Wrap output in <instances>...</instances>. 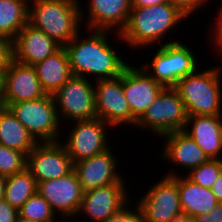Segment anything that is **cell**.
Listing matches in <instances>:
<instances>
[{
    "instance_id": "9",
    "label": "cell",
    "mask_w": 222,
    "mask_h": 222,
    "mask_svg": "<svg viewBox=\"0 0 222 222\" xmlns=\"http://www.w3.org/2000/svg\"><path fill=\"white\" fill-rule=\"evenodd\" d=\"M94 82L80 76H72L53 94L61 124L69 121L97 118ZM63 121V123L61 122Z\"/></svg>"
},
{
    "instance_id": "8",
    "label": "cell",
    "mask_w": 222,
    "mask_h": 222,
    "mask_svg": "<svg viewBox=\"0 0 222 222\" xmlns=\"http://www.w3.org/2000/svg\"><path fill=\"white\" fill-rule=\"evenodd\" d=\"M186 120L187 113L178 92L173 87H164L135 126H140V130L146 128L161 137L169 132L184 130Z\"/></svg>"
},
{
    "instance_id": "13",
    "label": "cell",
    "mask_w": 222,
    "mask_h": 222,
    "mask_svg": "<svg viewBox=\"0 0 222 222\" xmlns=\"http://www.w3.org/2000/svg\"><path fill=\"white\" fill-rule=\"evenodd\" d=\"M37 192L50 204L58 218H75L77 216L83 188L73 170L64 177L37 183Z\"/></svg>"
},
{
    "instance_id": "32",
    "label": "cell",
    "mask_w": 222,
    "mask_h": 222,
    "mask_svg": "<svg viewBox=\"0 0 222 222\" xmlns=\"http://www.w3.org/2000/svg\"><path fill=\"white\" fill-rule=\"evenodd\" d=\"M13 60V40L0 37V73H4Z\"/></svg>"
},
{
    "instance_id": "31",
    "label": "cell",
    "mask_w": 222,
    "mask_h": 222,
    "mask_svg": "<svg viewBox=\"0 0 222 222\" xmlns=\"http://www.w3.org/2000/svg\"><path fill=\"white\" fill-rule=\"evenodd\" d=\"M210 0H169L173 6L177 7L187 17L192 16L194 13L203 7L206 3L209 4Z\"/></svg>"
},
{
    "instance_id": "20",
    "label": "cell",
    "mask_w": 222,
    "mask_h": 222,
    "mask_svg": "<svg viewBox=\"0 0 222 222\" xmlns=\"http://www.w3.org/2000/svg\"><path fill=\"white\" fill-rule=\"evenodd\" d=\"M164 139L162 154L163 160L172 163V166H179L188 172L206 163L210 158L206 153L198 146V144L183 130L169 132L160 137V140Z\"/></svg>"
},
{
    "instance_id": "42",
    "label": "cell",
    "mask_w": 222,
    "mask_h": 222,
    "mask_svg": "<svg viewBox=\"0 0 222 222\" xmlns=\"http://www.w3.org/2000/svg\"><path fill=\"white\" fill-rule=\"evenodd\" d=\"M17 222H36V221H32L29 219H24V218L18 217Z\"/></svg>"
},
{
    "instance_id": "11",
    "label": "cell",
    "mask_w": 222,
    "mask_h": 222,
    "mask_svg": "<svg viewBox=\"0 0 222 222\" xmlns=\"http://www.w3.org/2000/svg\"><path fill=\"white\" fill-rule=\"evenodd\" d=\"M94 89L97 118L111 128L132 126V113L123 91V72L114 78L94 81Z\"/></svg>"
},
{
    "instance_id": "38",
    "label": "cell",
    "mask_w": 222,
    "mask_h": 222,
    "mask_svg": "<svg viewBox=\"0 0 222 222\" xmlns=\"http://www.w3.org/2000/svg\"><path fill=\"white\" fill-rule=\"evenodd\" d=\"M5 107L4 73H0V108Z\"/></svg>"
},
{
    "instance_id": "14",
    "label": "cell",
    "mask_w": 222,
    "mask_h": 222,
    "mask_svg": "<svg viewBox=\"0 0 222 222\" xmlns=\"http://www.w3.org/2000/svg\"><path fill=\"white\" fill-rule=\"evenodd\" d=\"M125 184L127 183H114L85 191L76 217L84 214V218L86 215L91 222H104L116 214L128 202L133 201Z\"/></svg>"
},
{
    "instance_id": "18",
    "label": "cell",
    "mask_w": 222,
    "mask_h": 222,
    "mask_svg": "<svg viewBox=\"0 0 222 222\" xmlns=\"http://www.w3.org/2000/svg\"><path fill=\"white\" fill-rule=\"evenodd\" d=\"M5 107L22 101H29L43 97L35 68L12 60L4 72Z\"/></svg>"
},
{
    "instance_id": "15",
    "label": "cell",
    "mask_w": 222,
    "mask_h": 222,
    "mask_svg": "<svg viewBox=\"0 0 222 222\" xmlns=\"http://www.w3.org/2000/svg\"><path fill=\"white\" fill-rule=\"evenodd\" d=\"M112 150L114 149L110 147L102 153L74 164V171L84 192L109 184L127 183L126 178L119 173V158Z\"/></svg>"
},
{
    "instance_id": "22",
    "label": "cell",
    "mask_w": 222,
    "mask_h": 222,
    "mask_svg": "<svg viewBox=\"0 0 222 222\" xmlns=\"http://www.w3.org/2000/svg\"><path fill=\"white\" fill-rule=\"evenodd\" d=\"M178 190L184 217L206 215L219 204L211 189L192 182L185 175L178 174Z\"/></svg>"
},
{
    "instance_id": "7",
    "label": "cell",
    "mask_w": 222,
    "mask_h": 222,
    "mask_svg": "<svg viewBox=\"0 0 222 222\" xmlns=\"http://www.w3.org/2000/svg\"><path fill=\"white\" fill-rule=\"evenodd\" d=\"M38 142L60 141V120L53 95L16 102L8 107Z\"/></svg>"
},
{
    "instance_id": "36",
    "label": "cell",
    "mask_w": 222,
    "mask_h": 222,
    "mask_svg": "<svg viewBox=\"0 0 222 222\" xmlns=\"http://www.w3.org/2000/svg\"><path fill=\"white\" fill-rule=\"evenodd\" d=\"M163 3H169V0H130L131 8H142Z\"/></svg>"
},
{
    "instance_id": "24",
    "label": "cell",
    "mask_w": 222,
    "mask_h": 222,
    "mask_svg": "<svg viewBox=\"0 0 222 222\" xmlns=\"http://www.w3.org/2000/svg\"><path fill=\"white\" fill-rule=\"evenodd\" d=\"M38 143L9 108H0V145L27 156Z\"/></svg>"
},
{
    "instance_id": "25",
    "label": "cell",
    "mask_w": 222,
    "mask_h": 222,
    "mask_svg": "<svg viewBox=\"0 0 222 222\" xmlns=\"http://www.w3.org/2000/svg\"><path fill=\"white\" fill-rule=\"evenodd\" d=\"M29 0H0V37L13 40L28 23Z\"/></svg>"
},
{
    "instance_id": "12",
    "label": "cell",
    "mask_w": 222,
    "mask_h": 222,
    "mask_svg": "<svg viewBox=\"0 0 222 222\" xmlns=\"http://www.w3.org/2000/svg\"><path fill=\"white\" fill-rule=\"evenodd\" d=\"M26 168L39 183L66 176L74 170V164L60 140L39 142L27 155Z\"/></svg>"
},
{
    "instance_id": "35",
    "label": "cell",
    "mask_w": 222,
    "mask_h": 222,
    "mask_svg": "<svg viewBox=\"0 0 222 222\" xmlns=\"http://www.w3.org/2000/svg\"><path fill=\"white\" fill-rule=\"evenodd\" d=\"M197 218L200 222H222V203H219L210 213Z\"/></svg>"
},
{
    "instance_id": "4",
    "label": "cell",
    "mask_w": 222,
    "mask_h": 222,
    "mask_svg": "<svg viewBox=\"0 0 222 222\" xmlns=\"http://www.w3.org/2000/svg\"><path fill=\"white\" fill-rule=\"evenodd\" d=\"M221 67L203 68V71L198 68L173 87L184 103L187 116L222 115Z\"/></svg>"
},
{
    "instance_id": "3",
    "label": "cell",
    "mask_w": 222,
    "mask_h": 222,
    "mask_svg": "<svg viewBox=\"0 0 222 222\" xmlns=\"http://www.w3.org/2000/svg\"><path fill=\"white\" fill-rule=\"evenodd\" d=\"M79 1L29 0L28 24L64 47L83 30Z\"/></svg>"
},
{
    "instance_id": "33",
    "label": "cell",
    "mask_w": 222,
    "mask_h": 222,
    "mask_svg": "<svg viewBox=\"0 0 222 222\" xmlns=\"http://www.w3.org/2000/svg\"><path fill=\"white\" fill-rule=\"evenodd\" d=\"M19 210L9 205L4 199L0 200V222H17Z\"/></svg>"
},
{
    "instance_id": "2",
    "label": "cell",
    "mask_w": 222,
    "mask_h": 222,
    "mask_svg": "<svg viewBox=\"0 0 222 222\" xmlns=\"http://www.w3.org/2000/svg\"><path fill=\"white\" fill-rule=\"evenodd\" d=\"M186 19L188 17L171 3L132 8L125 28L115 37L131 50L151 48L156 43L162 46L169 43L168 40L163 42L165 35L172 30L177 32L176 26Z\"/></svg>"
},
{
    "instance_id": "26",
    "label": "cell",
    "mask_w": 222,
    "mask_h": 222,
    "mask_svg": "<svg viewBox=\"0 0 222 222\" xmlns=\"http://www.w3.org/2000/svg\"><path fill=\"white\" fill-rule=\"evenodd\" d=\"M36 192L37 182L27 168L6 177L4 200L17 210Z\"/></svg>"
},
{
    "instance_id": "21",
    "label": "cell",
    "mask_w": 222,
    "mask_h": 222,
    "mask_svg": "<svg viewBox=\"0 0 222 222\" xmlns=\"http://www.w3.org/2000/svg\"><path fill=\"white\" fill-rule=\"evenodd\" d=\"M183 131L210 159L222 160V115L187 116Z\"/></svg>"
},
{
    "instance_id": "1",
    "label": "cell",
    "mask_w": 222,
    "mask_h": 222,
    "mask_svg": "<svg viewBox=\"0 0 222 222\" xmlns=\"http://www.w3.org/2000/svg\"><path fill=\"white\" fill-rule=\"evenodd\" d=\"M87 32L88 38L86 36L81 38L79 32L70 43L64 46L72 74L92 81L121 75L129 63L128 61L126 63L119 50H114L113 45L108 42L112 39L108 37L112 32L93 29H88Z\"/></svg>"
},
{
    "instance_id": "6",
    "label": "cell",
    "mask_w": 222,
    "mask_h": 222,
    "mask_svg": "<svg viewBox=\"0 0 222 222\" xmlns=\"http://www.w3.org/2000/svg\"><path fill=\"white\" fill-rule=\"evenodd\" d=\"M177 174V171H169L136 201L142 212L143 222H179L184 217Z\"/></svg>"
},
{
    "instance_id": "41",
    "label": "cell",
    "mask_w": 222,
    "mask_h": 222,
    "mask_svg": "<svg viewBox=\"0 0 222 222\" xmlns=\"http://www.w3.org/2000/svg\"><path fill=\"white\" fill-rule=\"evenodd\" d=\"M179 222H200L198 218L183 217Z\"/></svg>"
},
{
    "instance_id": "29",
    "label": "cell",
    "mask_w": 222,
    "mask_h": 222,
    "mask_svg": "<svg viewBox=\"0 0 222 222\" xmlns=\"http://www.w3.org/2000/svg\"><path fill=\"white\" fill-rule=\"evenodd\" d=\"M27 156L20 151L0 145V175L10 176L26 168Z\"/></svg>"
},
{
    "instance_id": "17",
    "label": "cell",
    "mask_w": 222,
    "mask_h": 222,
    "mask_svg": "<svg viewBox=\"0 0 222 222\" xmlns=\"http://www.w3.org/2000/svg\"><path fill=\"white\" fill-rule=\"evenodd\" d=\"M87 3L88 14L80 7L82 22L87 21L84 28L118 34L125 28L132 9L130 0H88Z\"/></svg>"
},
{
    "instance_id": "37",
    "label": "cell",
    "mask_w": 222,
    "mask_h": 222,
    "mask_svg": "<svg viewBox=\"0 0 222 222\" xmlns=\"http://www.w3.org/2000/svg\"><path fill=\"white\" fill-rule=\"evenodd\" d=\"M219 203H222V172L211 188Z\"/></svg>"
},
{
    "instance_id": "16",
    "label": "cell",
    "mask_w": 222,
    "mask_h": 222,
    "mask_svg": "<svg viewBox=\"0 0 222 222\" xmlns=\"http://www.w3.org/2000/svg\"><path fill=\"white\" fill-rule=\"evenodd\" d=\"M163 88L142 67L126 66L123 71V91L132 113V127Z\"/></svg>"
},
{
    "instance_id": "44",
    "label": "cell",
    "mask_w": 222,
    "mask_h": 222,
    "mask_svg": "<svg viewBox=\"0 0 222 222\" xmlns=\"http://www.w3.org/2000/svg\"><path fill=\"white\" fill-rule=\"evenodd\" d=\"M70 220H71V218H67V222H81V221H77V219L75 220L74 218L71 221ZM82 222H83V220H82Z\"/></svg>"
},
{
    "instance_id": "39",
    "label": "cell",
    "mask_w": 222,
    "mask_h": 222,
    "mask_svg": "<svg viewBox=\"0 0 222 222\" xmlns=\"http://www.w3.org/2000/svg\"><path fill=\"white\" fill-rule=\"evenodd\" d=\"M6 189V176L0 175V200L4 199Z\"/></svg>"
},
{
    "instance_id": "23",
    "label": "cell",
    "mask_w": 222,
    "mask_h": 222,
    "mask_svg": "<svg viewBox=\"0 0 222 222\" xmlns=\"http://www.w3.org/2000/svg\"><path fill=\"white\" fill-rule=\"evenodd\" d=\"M42 90L49 95L57 92L72 76L69 59L64 47L33 66Z\"/></svg>"
},
{
    "instance_id": "19",
    "label": "cell",
    "mask_w": 222,
    "mask_h": 222,
    "mask_svg": "<svg viewBox=\"0 0 222 222\" xmlns=\"http://www.w3.org/2000/svg\"><path fill=\"white\" fill-rule=\"evenodd\" d=\"M61 47L44 32L27 23L13 39V59L22 64L34 66Z\"/></svg>"
},
{
    "instance_id": "10",
    "label": "cell",
    "mask_w": 222,
    "mask_h": 222,
    "mask_svg": "<svg viewBox=\"0 0 222 222\" xmlns=\"http://www.w3.org/2000/svg\"><path fill=\"white\" fill-rule=\"evenodd\" d=\"M71 123L73 125L70 126L71 130L68 132L67 140L65 139L62 143L73 164L102 153L111 147L108 136H106L109 133L110 125L100 118Z\"/></svg>"
},
{
    "instance_id": "43",
    "label": "cell",
    "mask_w": 222,
    "mask_h": 222,
    "mask_svg": "<svg viewBox=\"0 0 222 222\" xmlns=\"http://www.w3.org/2000/svg\"><path fill=\"white\" fill-rule=\"evenodd\" d=\"M58 219H57V222H67V218H58Z\"/></svg>"
},
{
    "instance_id": "27",
    "label": "cell",
    "mask_w": 222,
    "mask_h": 222,
    "mask_svg": "<svg viewBox=\"0 0 222 222\" xmlns=\"http://www.w3.org/2000/svg\"><path fill=\"white\" fill-rule=\"evenodd\" d=\"M19 217L36 222H55L58 216L50 204L36 192L19 209Z\"/></svg>"
},
{
    "instance_id": "30",
    "label": "cell",
    "mask_w": 222,
    "mask_h": 222,
    "mask_svg": "<svg viewBox=\"0 0 222 222\" xmlns=\"http://www.w3.org/2000/svg\"><path fill=\"white\" fill-rule=\"evenodd\" d=\"M128 202L116 214L109 217L104 222H143L142 212L137 203L134 202V209Z\"/></svg>"
},
{
    "instance_id": "5",
    "label": "cell",
    "mask_w": 222,
    "mask_h": 222,
    "mask_svg": "<svg viewBox=\"0 0 222 222\" xmlns=\"http://www.w3.org/2000/svg\"><path fill=\"white\" fill-rule=\"evenodd\" d=\"M170 40L154 49L151 63L140 65L163 87H174L183 77L194 73L200 67L196 54L181 40ZM181 41V42H180ZM196 57V58H195Z\"/></svg>"
},
{
    "instance_id": "40",
    "label": "cell",
    "mask_w": 222,
    "mask_h": 222,
    "mask_svg": "<svg viewBox=\"0 0 222 222\" xmlns=\"http://www.w3.org/2000/svg\"><path fill=\"white\" fill-rule=\"evenodd\" d=\"M212 47H214L213 49H215L214 52H216V55L221 57L222 56V37L214 45H212Z\"/></svg>"
},
{
    "instance_id": "28",
    "label": "cell",
    "mask_w": 222,
    "mask_h": 222,
    "mask_svg": "<svg viewBox=\"0 0 222 222\" xmlns=\"http://www.w3.org/2000/svg\"><path fill=\"white\" fill-rule=\"evenodd\" d=\"M222 172V160L210 159L204 164L191 169L185 175L192 182L211 189Z\"/></svg>"
},
{
    "instance_id": "34",
    "label": "cell",
    "mask_w": 222,
    "mask_h": 222,
    "mask_svg": "<svg viewBox=\"0 0 222 222\" xmlns=\"http://www.w3.org/2000/svg\"><path fill=\"white\" fill-rule=\"evenodd\" d=\"M222 5V4H221ZM217 14V18H215V23H213V27L210 28L212 30L208 31L212 37L209 41H212L211 43L214 45L221 37H222V6L220 8Z\"/></svg>"
}]
</instances>
